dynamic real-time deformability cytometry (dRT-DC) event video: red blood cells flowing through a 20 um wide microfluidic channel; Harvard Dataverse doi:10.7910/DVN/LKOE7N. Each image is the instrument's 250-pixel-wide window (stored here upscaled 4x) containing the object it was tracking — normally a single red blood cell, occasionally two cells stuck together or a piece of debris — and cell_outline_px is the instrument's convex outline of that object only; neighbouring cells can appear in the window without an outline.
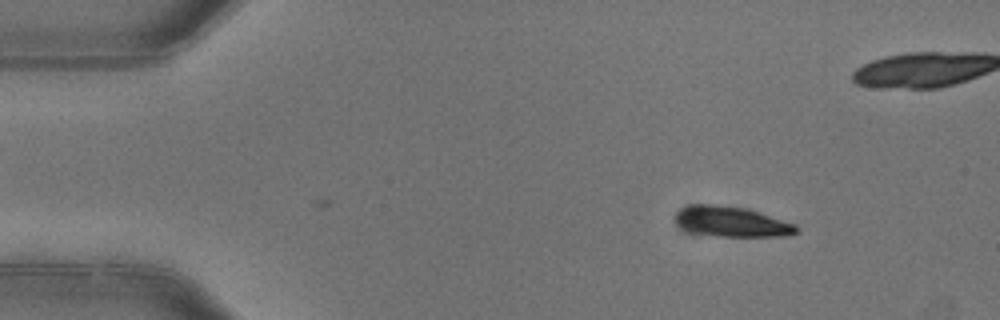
{"species": "common noctule bat (a hibernating species)", "species_latin": "Nyctalus noctula", "temperature_condition": "warm", "stored_images_in_passage": 3, "camera_frame_rate_fps": 3000, "um_per_image_px": 0.085, "animal": {"sex": "female"}, "frame": {"image": 1, "passage_image": 3, "time_ms": 0.667, "image_size_px": [1000, 320], "cell_outline_px": [[800, 228], [796, 232], [784, 236], [720, 236], [696, 232], [684, 228], [676, 220], [676, 212], [680, 208], [692, 204], [716, 204], [748, 208], [796, 224]], "centroid_in_image_um": [62.23, 18.82], "position_along_channel_um": 22.8, "area_um2": 21.15}}